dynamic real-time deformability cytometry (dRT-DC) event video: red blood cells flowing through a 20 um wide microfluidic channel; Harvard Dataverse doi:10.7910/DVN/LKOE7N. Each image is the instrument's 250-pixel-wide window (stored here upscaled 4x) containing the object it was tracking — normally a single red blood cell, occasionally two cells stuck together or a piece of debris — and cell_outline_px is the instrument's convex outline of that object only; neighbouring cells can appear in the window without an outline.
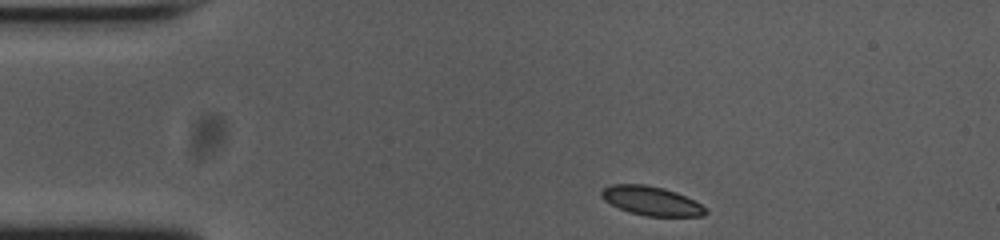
{"species": "common noctule bat (a hibernating species)", "species_latin": "Nyctalus noctula", "temperature_condition": "cold", "stored_images_in_passage": 46, "camera_frame_rate_fps": 3000, "um_per_image_px": 0.085, "animal": {"sex": "female", "body_mass_g": 23.0, "forearm_length_mm": 53.4}, "frame": {"image": 1, "passage_image": 1, "time_ms": 0.0, "image_size_px": [1000, 240], "cell_outline_px": [[708, 212], [704, 216], [648, 216], [628, 212], [604, 200], [600, 196], [600, 192], [604, 188], [612, 184], [644, 184], [664, 188], [676, 192], [700, 204]], "centroid_in_image_um": [55.34, 17.07], "position_along_channel_um": 29.7, "area_um2": 17.46}}
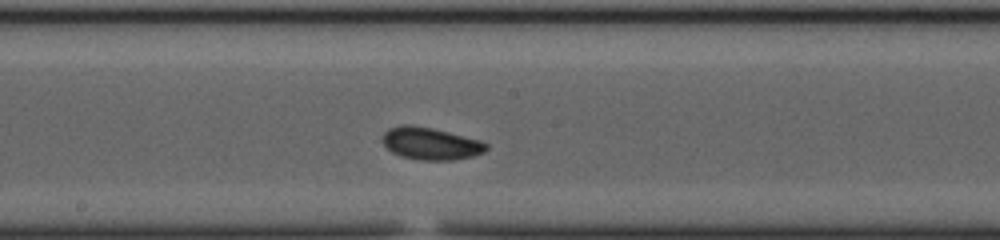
{"frame": {"image": 2, "passage_image": 20, "time_ms": 6.333, "image_size_px": [1000, 240], "cell_outline_px": [[488, 148], [484, 152], [472, 156], [452, 160], [424, 160], [400, 156], [392, 152], [380, 140], [384, 132], [388, 128], [400, 124], [412, 124], [432, 128], [480, 140], [488, 144]], "centroid_in_image_um": [36.57, 12.19], "position_along_channel_um": 211.6, "area_um2": 19.59}}
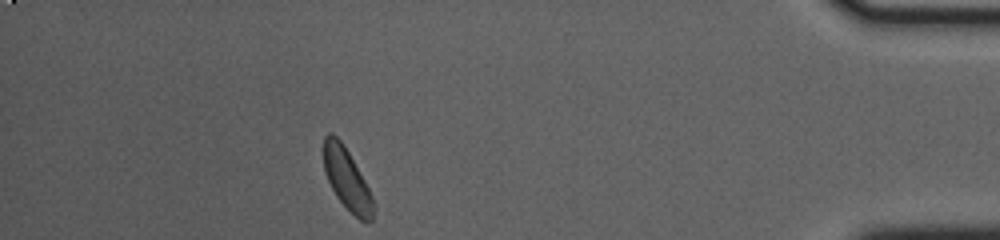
{"frame": {"image": 3, "passage_image": 40, "time_ms": 13.0, "image_size_px": [1000, 240], "cell_outline_px": [[376, 204], [372, 220], [368, 224], [360, 220], [336, 196], [324, 172], [324, 136], [328, 132], [332, 132], [340, 140], [348, 152], [364, 180]], "centroid_in_image_um": [29.5, 15.25], "position_along_channel_um": 405.7, "area_um2": 17.57}, "authors_computed_cell_mechanics": {"area_um2": 18.5538, "velocity_mm_per_s": 3.704, "shape_relaxation_time_tau1_ms": 1.6792, "shape_relaxation_time_tau2_ms": null, "deformation_change_tau1": 0.0991, "deformation_change_tau2": null}}